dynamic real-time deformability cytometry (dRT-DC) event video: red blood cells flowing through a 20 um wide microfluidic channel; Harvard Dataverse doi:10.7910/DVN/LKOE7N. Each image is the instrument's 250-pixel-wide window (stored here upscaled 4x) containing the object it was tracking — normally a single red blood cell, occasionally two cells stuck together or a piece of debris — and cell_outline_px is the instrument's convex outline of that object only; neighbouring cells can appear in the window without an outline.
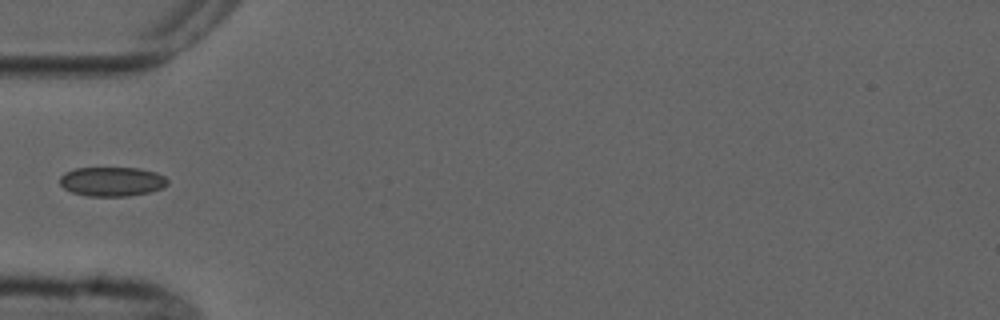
{"species": "common noctule bat (a hibernating species)", "species_latin": "Nyctalus noctula", "temperature_condition": "cold", "stored_images_in_passage": 5, "camera_frame_rate_fps": 3000, "um_per_image_px": 0.085, "animal": {"sex": "male", "forearm_length_mm": 52.5}, "frame": {"image": 1, "passage_image": 5, "time_ms": 4.667, "image_size_px": [1000, 320], "cell_outline_px": [[168, 184], [160, 188], [148, 192], [128, 196], [88, 196], [72, 192], [64, 188], [60, 184], [60, 176], [64, 172], [76, 168], [140, 168], [156, 172], [164, 176], [168, 180]], "centroid_in_image_um": [9.5, 15.42], "position_along_channel_um": 75.5, "area_um2": 18.38}}